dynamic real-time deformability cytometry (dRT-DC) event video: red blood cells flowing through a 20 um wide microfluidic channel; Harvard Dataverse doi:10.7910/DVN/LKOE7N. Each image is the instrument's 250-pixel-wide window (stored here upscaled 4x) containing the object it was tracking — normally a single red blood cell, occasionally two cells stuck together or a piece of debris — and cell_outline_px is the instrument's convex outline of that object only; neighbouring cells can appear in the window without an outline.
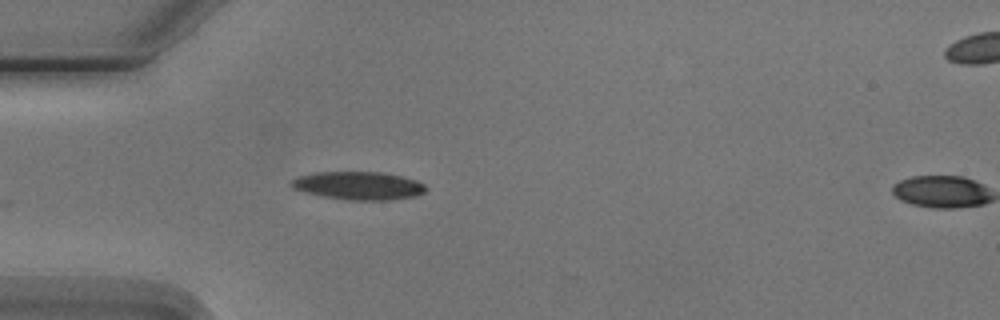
{"species": "Egyptian fruit bat (a non-hibernating species)", "species_latin": "Rousettus aegyptiacus", "temperature_condition": "cold", "stored_images_in_passage": 4, "camera_frame_rate_fps": 3000, "um_per_image_px": 0.085, "animal": {"sex": "male"}, "frame": {"image": 1, "passage_image": 3, "time_ms": 2.333, "image_size_px": [1000, 320], "cell_outline_px": [[424, 192], [416, 196], [388, 200], [348, 200], [324, 196], [292, 188], [288, 184], [292, 180], [300, 176], [316, 172], [380, 172], [400, 176], [416, 180], [424, 184]], "centroid_in_image_um": [30.47, 15.78], "position_along_channel_um": 54.5, "area_um2": 21.73}}